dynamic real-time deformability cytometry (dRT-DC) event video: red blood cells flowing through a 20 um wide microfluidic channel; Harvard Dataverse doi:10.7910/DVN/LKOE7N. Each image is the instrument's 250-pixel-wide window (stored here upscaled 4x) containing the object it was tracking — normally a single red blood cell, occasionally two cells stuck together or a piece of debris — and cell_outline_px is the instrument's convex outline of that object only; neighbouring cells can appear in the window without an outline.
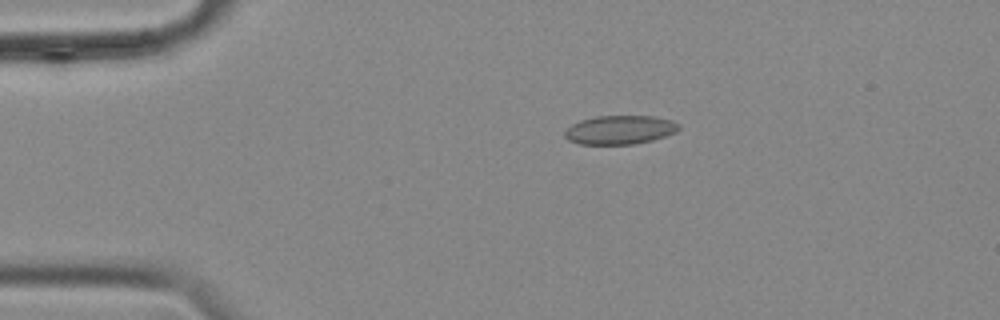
{"species": "common noctule bat (a hibernating species)", "species_latin": "Nyctalus noctula", "temperature_condition": "cold", "stored_images_in_passage": 48, "camera_frame_rate_fps": 3000, "um_per_image_px": 0.085, "animal": {"sex": "female", "body_mass_g": 18.4}, "frame": {"image": 1, "passage_image": 2, "time_ms": 0.333, "image_size_px": [1000, 320], "cell_outline_px": [[680, 128], [676, 132], [652, 140], [632, 144], [580, 144], [568, 140], [564, 136], [564, 132], [572, 124], [580, 120], [596, 116], [652, 116], [672, 120], [680, 124]], "centroid_in_image_um": [52.69, 11.03], "position_along_channel_um": 32.3, "area_um2": 19.13}}
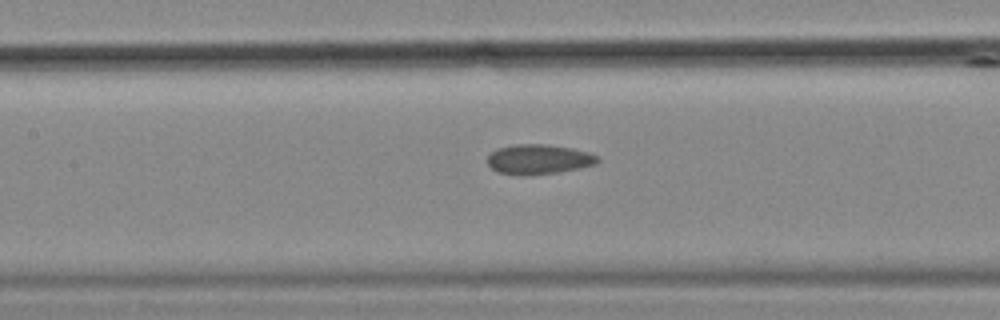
{"frame": {"image": 2, "passage_image": 17, "time_ms": 5.333, "image_size_px": [1000, 320], "cell_outline_px": [[600, 160], [596, 164], [580, 168], [556, 172], [528, 176], [524, 176], [500, 172], [492, 168], [488, 164], [488, 156], [496, 148], [516, 144], [548, 144], [572, 148], [588, 152], [596, 156]], "centroid_in_image_um": [45.79, 13.53], "position_along_channel_um": 161.6, "area_um2": 19.13}}
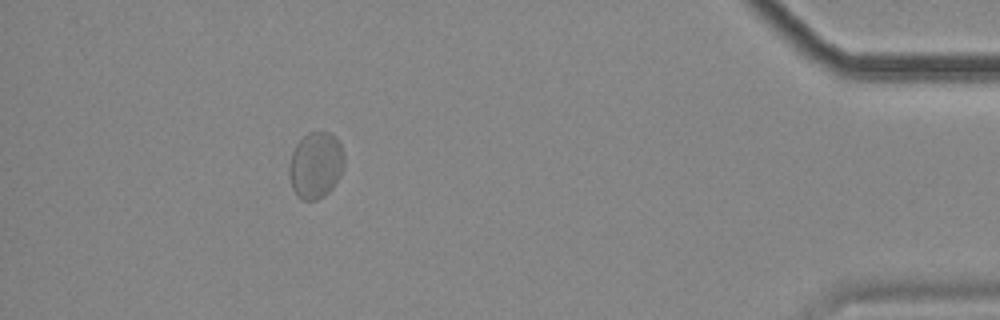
{"frame": {"image": 3, "passage_image": 43, "time_ms": 14.0, "image_size_px": [1000, 320], "cell_outline_px": [[344, 164], [340, 176], [332, 188], [324, 196], [316, 200], [304, 200], [296, 196], [292, 188], [288, 172], [288, 168], [292, 152], [296, 144], [308, 132], [328, 132], [340, 144], [344, 152]], "centroid_in_image_um": [26.82, 14.06], "position_along_channel_um": 408.4, "area_um2": 21.33}, "authors_computed_cell_mechanics": {"area_um2": 19.3052, "velocity_mm_per_s": 3.4725, "shape_relaxation_time_tau1_ms": null, "shape_relaxation_time_tau2_ms": 1.037, "deformation_change_tau1": null, "deformation_change_tau2": 0.0426}}